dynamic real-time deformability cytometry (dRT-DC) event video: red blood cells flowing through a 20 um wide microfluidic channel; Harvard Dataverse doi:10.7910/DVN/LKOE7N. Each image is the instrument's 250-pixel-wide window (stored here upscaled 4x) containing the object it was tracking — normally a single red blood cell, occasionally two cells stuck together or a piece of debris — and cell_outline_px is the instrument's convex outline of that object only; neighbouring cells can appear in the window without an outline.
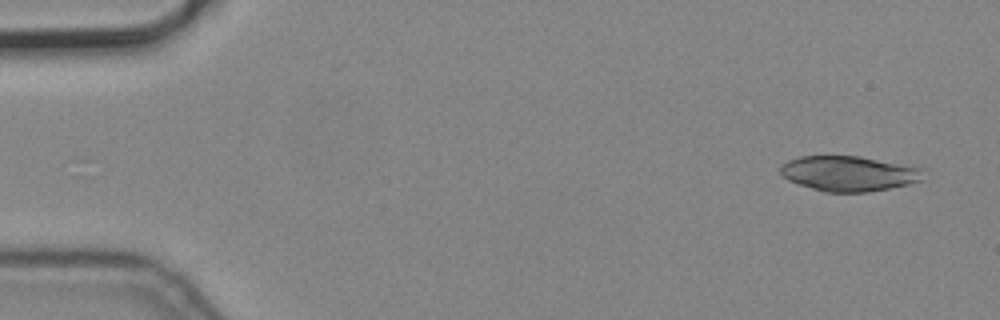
{"species": "common noctule bat (a hibernating species)", "species_latin": "Nyctalus noctula", "temperature_condition": "cold", "stored_images_in_passage": 6, "camera_frame_rate_fps": 3000, "um_per_image_px": 0.085, "animal": {"sex": "male", "body_mass_g": 19.2, "forearm_length_mm": 51.8}, "frame": {"image": 1, "passage_image": 1, "time_ms": 0.0, "image_size_px": [1000, 320], "cell_outline_px": [[924, 180], [908, 184], [868, 192], [824, 192], [788, 180], [780, 172], [780, 164], [788, 160], [800, 156], [860, 156], [920, 168]], "centroid_in_image_um": [72.11, 14.75], "position_along_channel_um": 12.9, "area_um2": 29.02}}